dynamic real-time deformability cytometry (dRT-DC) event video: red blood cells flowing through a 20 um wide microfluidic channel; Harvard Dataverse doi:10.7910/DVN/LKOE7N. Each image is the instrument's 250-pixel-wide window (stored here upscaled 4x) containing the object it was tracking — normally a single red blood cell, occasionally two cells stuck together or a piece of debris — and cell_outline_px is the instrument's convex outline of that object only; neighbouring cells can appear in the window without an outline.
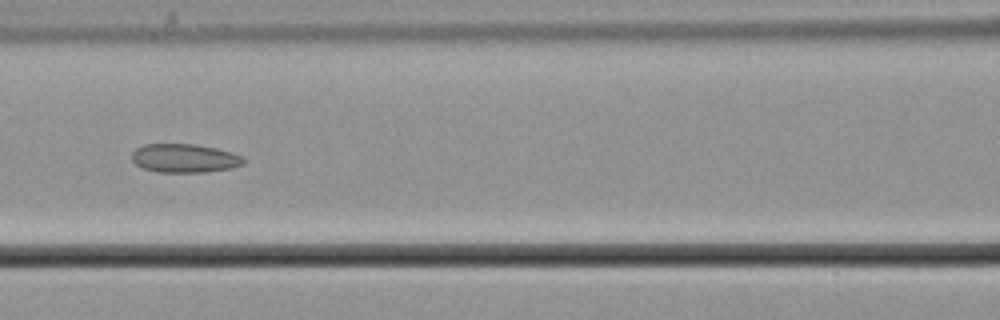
{"species": "common noctule bat (a hibernating species)", "species_latin": "Nyctalus noctula", "temperature_condition": "cold", "stored_images_in_passage": 9, "camera_frame_rate_fps": 3000, "um_per_image_px": 0.085, "animal": {"sex": "male", "body_mass_g": 21.5, "forearm_length_mm": 52.0}, "frame": {"image": 1, "passage_image": 7, "time_ms": 2.0, "image_size_px": [1000, 320], "cell_outline_px": [[244, 164], [232, 168], [204, 172], [160, 172], [144, 168], [136, 164], [132, 160], [132, 152], [136, 148], [144, 144], [196, 144], [216, 148], [232, 152], [244, 156]], "centroid_in_image_um": [15.71, 13.44], "position_along_channel_um": 150.9, "area_um2": 18.73}}
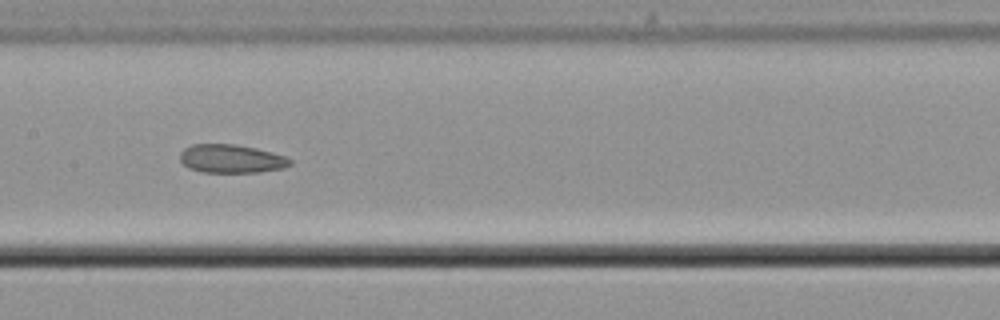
{"frame": {"image": 2, "passage_image": 8, "time_ms": 2.333, "image_size_px": [1000, 320], "cell_outline_px": [[292, 164], [284, 168], [260, 172], [200, 172], [188, 168], [180, 160], [180, 152], [184, 148], [192, 144], [236, 144], [256, 148], [284, 156], [292, 160]], "centroid_in_image_um": [19.64, 13.49], "position_along_channel_um": 187.8, "area_um2": 18.32}}
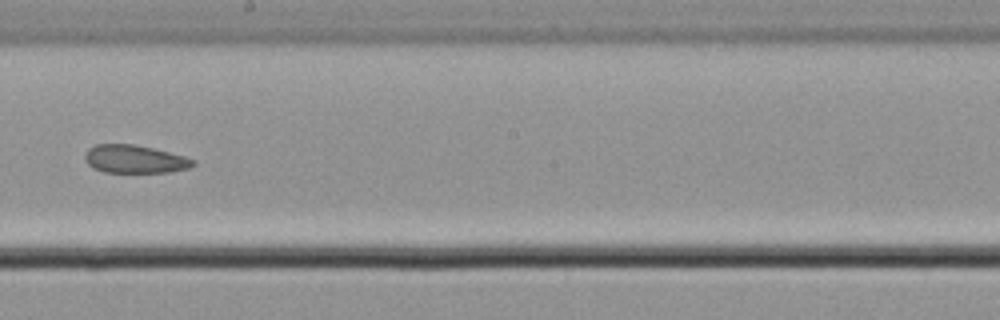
{"frame": {"image": 3, "passage_image": 9, "time_ms": 2.667, "image_size_px": [1000, 320], "cell_outline_px": [[196, 164], [188, 168], [168, 172], [104, 172], [92, 168], [84, 160], [84, 156], [88, 148], [96, 144], [136, 144], [184, 156], [196, 160]], "centroid_in_image_um": [11.42, 13.52], "position_along_channel_um": 236.8, "area_um2": 17.74}}